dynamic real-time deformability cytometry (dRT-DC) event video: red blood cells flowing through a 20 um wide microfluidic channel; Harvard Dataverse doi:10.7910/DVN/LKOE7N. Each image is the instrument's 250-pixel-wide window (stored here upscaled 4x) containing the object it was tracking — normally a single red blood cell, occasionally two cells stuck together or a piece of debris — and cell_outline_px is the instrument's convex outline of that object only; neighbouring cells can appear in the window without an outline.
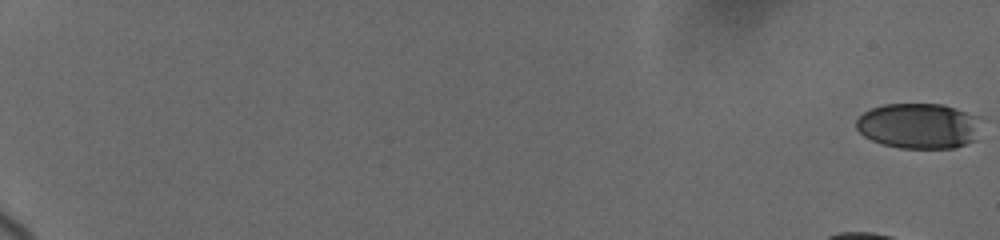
{"species": "human", "species_latin": "Homo sapiens", "temperature_condition": "cold", "stored_images_in_passage": 13, "camera_frame_rate_fps": 3000, "um_per_image_px": 0.085, "donor": {"sex": "female"}, "frame": {"image": 1, "passage_image": 1, "time_ms": 0.0, "image_size_px": [1000, 240], "cell_outline_px": [[976, 140], [956, 148], [900, 148], [880, 144], [864, 136], [856, 128], [856, 120], [864, 112], [872, 108], [884, 104], [944, 104], [956, 108], [976, 116]], "centroid_in_image_um": [78.04, 10.71], "position_along_channel_um": 7.0, "area_um2": 32.89}}